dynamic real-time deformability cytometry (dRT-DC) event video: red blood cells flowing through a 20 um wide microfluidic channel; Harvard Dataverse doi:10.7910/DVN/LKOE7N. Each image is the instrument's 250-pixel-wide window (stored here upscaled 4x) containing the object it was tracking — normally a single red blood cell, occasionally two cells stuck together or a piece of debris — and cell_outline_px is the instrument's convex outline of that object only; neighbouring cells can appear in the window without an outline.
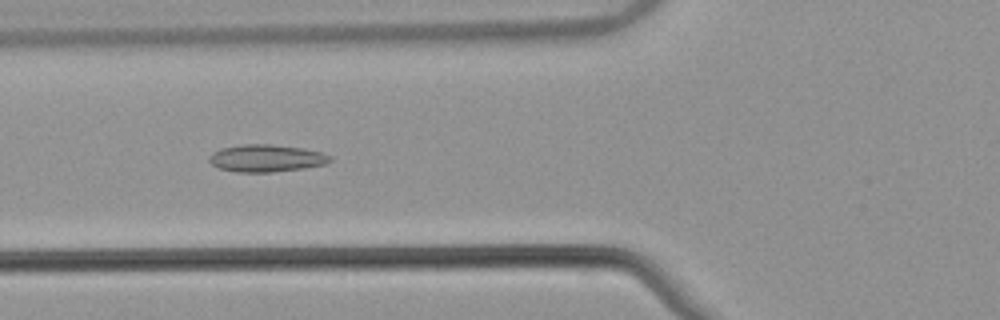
{"species": "common noctule bat (a hibernating species)", "species_latin": "Nyctalus noctula", "temperature_condition": "warm", "stored_images_in_passage": 52, "camera_frame_rate_fps": 3000, "um_per_image_px": 0.085, "animal": {"sex": "male", "body_mass_g": 21.5, "forearm_length_mm": 52.0}, "frame": {"image": 1, "passage_image": 19, "time_ms": 6.0, "image_size_px": [1000, 320], "cell_outline_px": [[332, 160], [324, 164], [304, 168], [272, 172], [236, 172], [220, 168], [212, 164], [208, 160], [208, 156], [212, 152], [220, 148], [244, 144], [272, 144], [304, 148], [320, 152], [332, 156]], "centroid_in_image_um": [22.62, 13.44], "position_along_channel_um": 103.2, "area_um2": 19.31}}
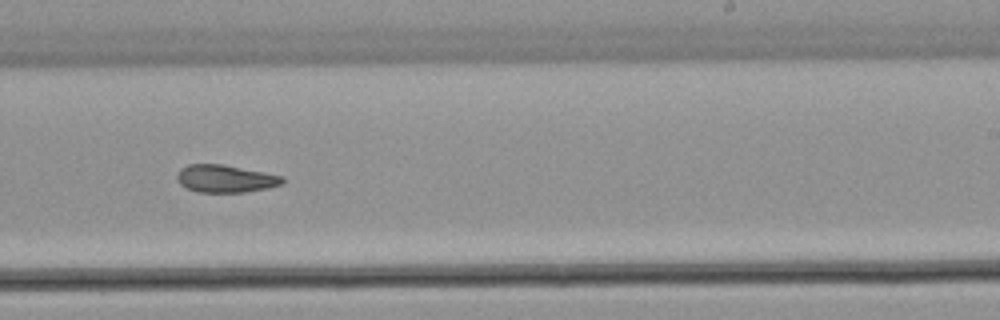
{"frame": {"image": 2, "passage_image": 32, "time_ms": 10.333, "image_size_px": [1000, 320], "cell_outline_px": [[284, 180], [280, 184], [268, 188], [244, 192], [196, 192], [180, 184], [176, 180], [176, 176], [180, 168], [188, 164], [220, 164], [284, 176]], "centroid_in_image_um": [19.12, 15.19], "position_along_channel_um": 269.9, "area_um2": 16.82}}
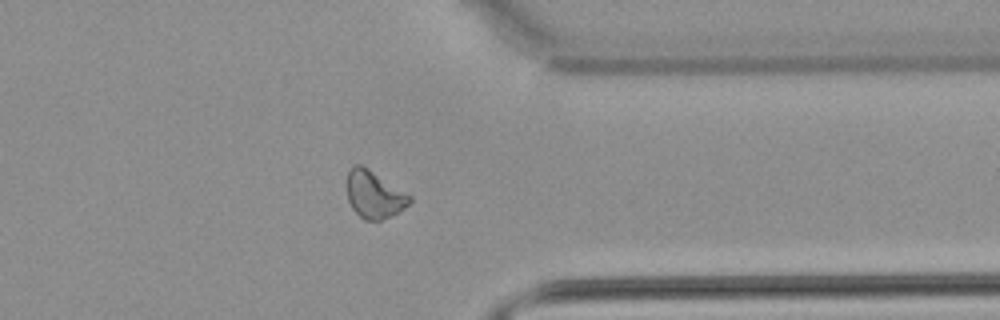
{"frame": {"image": 3, "passage_image": 41, "time_ms": 13.333, "image_size_px": [1000, 320], "cell_outline_px": [[412, 200], [404, 208], [380, 220], [364, 220], [352, 208], [348, 200], [348, 172], [356, 164], [360, 164], [368, 168], [412, 196]], "centroid_in_image_um": [31.81, 16.53], "position_along_channel_um": 379.6, "area_um2": 16.88}, "authors_computed_cell_mechanics": {"area_um2": 18.0336, "velocity_mm_per_s": 3.8473, "shape_relaxation_time_tau1_ms": null, "shape_relaxation_time_tau2_ms": 4.5759, "deformation_change_tau1": null, "deformation_change_tau2": 0.085}}